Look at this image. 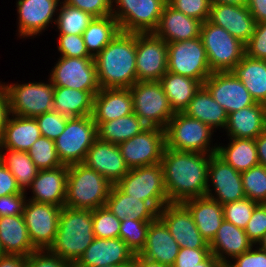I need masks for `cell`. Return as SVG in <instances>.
Segmentation results:
<instances>
[{"instance_id":"6da1fadb","label":"cell","mask_w":266,"mask_h":267,"mask_svg":"<svg viewBox=\"0 0 266 267\" xmlns=\"http://www.w3.org/2000/svg\"><path fill=\"white\" fill-rule=\"evenodd\" d=\"M211 156L165 147L160 164L169 203H183L206 195Z\"/></svg>"},{"instance_id":"7a4b0ae2","label":"cell","mask_w":266,"mask_h":267,"mask_svg":"<svg viewBox=\"0 0 266 267\" xmlns=\"http://www.w3.org/2000/svg\"><path fill=\"white\" fill-rule=\"evenodd\" d=\"M100 88H130L137 82L136 33H119L94 57Z\"/></svg>"},{"instance_id":"3957f363","label":"cell","mask_w":266,"mask_h":267,"mask_svg":"<svg viewBox=\"0 0 266 267\" xmlns=\"http://www.w3.org/2000/svg\"><path fill=\"white\" fill-rule=\"evenodd\" d=\"M94 239L92 210L64 206L60 212L54 243L49 250L73 265Z\"/></svg>"},{"instance_id":"277c9868","label":"cell","mask_w":266,"mask_h":267,"mask_svg":"<svg viewBox=\"0 0 266 267\" xmlns=\"http://www.w3.org/2000/svg\"><path fill=\"white\" fill-rule=\"evenodd\" d=\"M111 186L105 177L83 163L69 165L65 206L91 210L103 207Z\"/></svg>"},{"instance_id":"5b68a950","label":"cell","mask_w":266,"mask_h":267,"mask_svg":"<svg viewBox=\"0 0 266 267\" xmlns=\"http://www.w3.org/2000/svg\"><path fill=\"white\" fill-rule=\"evenodd\" d=\"M164 130L166 147L169 149L209 155L217 153L218 146H209L214 130L183 112H176Z\"/></svg>"},{"instance_id":"8992f818","label":"cell","mask_w":266,"mask_h":267,"mask_svg":"<svg viewBox=\"0 0 266 267\" xmlns=\"http://www.w3.org/2000/svg\"><path fill=\"white\" fill-rule=\"evenodd\" d=\"M200 38L212 72H232L245 56V44L224 28L202 23Z\"/></svg>"},{"instance_id":"52a82bcc","label":"cell","mask_w":266,"mask_h":267,"mask_svg":"<svg viewBox=\"0 0 266 267\" xmlns=\"http://www.w3.org/2000/svg\"><path fill=\"white\" fill-rule=\"evenodd\" d=\"M97 138L92 115L68 118L65 130L54 140L61 163L68 166L83 163Z\"/></svg>"},{"instance_id":"ba28073f","label":"cell","mask_w":266,"mask_h":267,"mask_svg":"<svg viewBox=\"0 0 266 267\" xmlns=\"http://www.w3.org/2000/svg\"><path fill=\"white\" fill-rule=\"evenodd\" d=\"M130 92L133 112L148 127L165 129L175 112L159 81H137Z\"/></svg>"},{"instance_id":"9c48e42d","label":"cell","mask_w":266,"mask_h":267,"mask_svg":"<svg viewBox=\"0 0 266 267\" xmlns=\"http://www.w3.org/2000/svg\"><path fill=\"white\" fill-rule=\"evenodd\" d=\"M116 186L127 195L151 203L158 211L169 203L160 163L130 169Z\"/></svg>"},{"instance_id":"30bf717a","label":"cell","mask_w":266,"mask_h":267,"mask_svg":"<svg viewBox=\"0 0 266 267\" xmlns=\"http://www.w3.org/2000/svg\"><path fill=\"white\" fill-rule=\"evenodd\" d=\"M113 3L118 8L112 9V16L117 20L120 31L153 33L167 0H112Z\"/></svg>"},{"instance_id":"8fae6325","label":"cell","mask_w":266,"mask_h":267,"mask_svg":"<svg viewBox=\"0 0 266 267\" xmlns=\"http://www.w3.org/2000/svg\"><path fill=\"white\" fill-rule=\"evenodd\" d=\"M167 71L198 80L202 85L211 75L206 50L200 37L167 43Z\"/></svg>"},{"instance_id":"7c38bea8","label":"cell","mask_w":266,"mask_h":267,"mask_svg":"<svg viewBox=\"0 0 266 267\" xmlns=\"http://www.w3.org/2000/svg\"><path fill=\"white\" fill-rule=\"evenodd\" d=\"M30 82L25 84H2L6 89L11 115L35 118L53 110L54 85Z\"/></svg>"},{"instance_id":"4fadbf2b","label":"cell","mask_w":266,"mask_h":267,"mask_svg":"<svg viewBox=\"0 0 266 267\" xmlns=\"http://www.w3.org/2000/svg\"><path fill=\"white\" fill-rule=\"evenodd\" d=\"M62 207L26 200L23 218L36 250L49 249L54 243Z\"/></svg>"},{"instance_id":"5bb4252c","label":"cell","mask_w":266,"mask_h":267,"mask_svg":"<svg viewBox=\"0 0 266 267\" xmlns=\"http://www.w3.org/2000/svg\"><path fill=\"white\" fill-rule=\"evenodd\" d=\"M118 146L129 169L158 164L166 147L165 130L147 127Z\"/></svg>"},{"instance_id":"9a60e30c","label":"cell","mask_w":266,"mask_h":267,"mask_svg":"<svg viewBox=\"0 0 266 267\" xmlns=\"http://www.w3.org/2000/svg\"><path fill=\"white\" fill-rule=\"evenodd\" d=\"M167 68V43L154 33H136L137 81H159Z\"/></svg>"},{"instance_id":"2e32d148","label":"cell","mask_w":266,"mask_h":267,"mask_svg":"<svg viewBox=\"0 0 266 267\" xmlns=\"http://www.w3.org/2000/svg\"><path fill=\"white\" fill-rule=\"evenodd\" d=\"M50 73L54 86L81 91H99L96 64L93 57H65L58 59Z\"/></svg>"},{"instance_id":"e0dca14e","label":"cell","mask_w":266,"mask_h":267,"mask_svg":"<svg viewBox=\"0 0 266 267\" xmlns=\"http://www.w3.org/2000/svg\"><path fill=\"white\" fill-rule=\"evenodd\" d=\"M159 218L168 227L180 248L210 249L200 234L193 216L183 203H168L159 211Z\"/></svg>"},{"instance_id":"ac0fdd59","label":"cell","mask_w":266,"mask_h":267,"mask_svg":"<svg viewBox=\"0 0 266 267\" xmlns=\"http://www.w3.org/2000/svg\"><path fill=\"white\" fill-rule=\"evenodd\" d=\"M203 85L227 115L256 104L251 94L233 72H212Z\"/></svg>"},{"instance_id":"d6986e66","label":"cell","mask_w":266,"mask_h":267,"mask_svg":"<svg viewBox=\"0 0 266 267\" xmlns=\"http://www.w3.org/2000/svg\"><path fill=\"white\" fill-rule=\"evenodd\" d=\"M207 178L208 187L205 196L218 201L221 205L246 197L243 190L241 173L227 164L217 154L210 157ZM209 182L212 183L216 193L214 195L210 189Z\"/></svg>"},{"instance_id":"ffe728a7","label":"cell","mask_w":266,"mask_h":267,"mask_svg":"<svg viewBox=\"0 0 266 267\" xmlns=\"http://www.w3.org/2000/svg\"><path fill=\"white\" fill-rule=\"evenodd\" d=\"M135 254L120 238H95L72 267L133 265Z\"/></svg>"},{"instance_id":"44dd1931","label":"cell","mask_w":266,"mask_h":267,"mask_svg":"<svg viewBox=\"0 0 266 267\" xmlns=\"http://www.w3.org/2000/svg\"><path fill=\"white\" fill-rule=\"evenodd\" d=\"M83 164L100 173L112 185H116L130 170L121 155L118 144L99 138L88 150Z\"/></svg>"},{"instance_id":"7402d4cb","label":"cell","mask_w":266,"mask_h":267,"mask_svg":"<svg viewBox=\"0 0 266 267\" xmlns=\"http://www.w3.org/2000/svg\"><path fill=\"white\" fill-rule=\"evenodd\" d=\"M60 0H18V35L32 37L39 34L49 23H53V16L58 12Z\"/></svg>"},{"instance_id":"603a6c76","label":"cell","mask_w":266,"mask_h":267,"mask_svg":"<svg viewBox=\"0 0 266 267\" xmlns=\"http://www.w3.org/2000/svg\"><path fill=\"white\" fill-rule=\"evenodd\" d=\"M208 21L224 28L244 44L254 33L256 21L247 6L211 4Z\"/></svg>"},{"instance_id":"cb8c5ba5","label":"cell","mask_w":266,"mask_h":267,"mask_svg":"<svg viewBox=\"0 0 266 267\" xmlns=\"http://www.w3.org/2000/svg\"><path fill=\"white\" fill-rule=\"evenodd\" d=\"M68 165L55 169L39 170L30 187L33 196L29 200L65 206Z\"/></svg>"},{"instance_id":"d4e9b609","label":"cell","mask_w":266,"mask_h":267,"mask_svg":"<svg viewBox=\"0 0 266 267\" xmlns=\"http://www.w3.org/2000/svg\"><path fill=\"white\" fill-rule=\"evenodd\" d=\"M133 113V98L130 88H100L94 96L93 120L101 122L125 117Z\"/></svg>"},{"instance_id":"484cf974","label":"cell","mask_w":266,"mask_h":267,"mask_svg":"<svg viewBox=\"0 0 266 267\" xmlns=\"http://www.w3.org/2000/svg\"><path fill=\"white\" fill-rule=\"evenodd\" d=\"M179 249L180 247L171 235L168 227L158 217L156 220L150 222L146 244L139 255L145 259L172 267L179 253Z\"/></svg>"},{"instance_id":"4316f807","label":"cell","mask_w":266,"mask_h":267,"mask_svg":"<svg viewBox=\"0 0 266 267\" xmlns=\"http://www.w3.org/2000/svg\"><path fill=\"white\" fill-rule=\"evenodd\" d=\"M202 23L166 4L159 25L153 33L166 43L189 40L200 37Z\"/></svg>"},{"instance_id":"83f0119b","label":"cell","mask_w":266,"mask_h":267,"mask_svg":"<svg viewBox=\"0 0 266 267\" xmlns=\"http://www.w3.org/2000/svg\"><path fill=\"white\" fill-rule=\"evenodd\" d=\"M209 246L211 254L225 266L229 262L227 257L233 261L234 257L253 248L254 244L249 240L244 229L223 220Z\"/></svg>"},{"instance_id":"f1b7e54d","label":"cell","mask_w":266,"mask_h":267,"mask_svg":"<svg viewBox=\"0 0 266 267\" xmlns=\"http://www.w3.org/2000/svg\"><path fill=\"white\" fill-rule=\"evenodd\" d=\"M105 206L120 220H143L152 222L159 217V211L149 202L123 193L112 185Z\"/></svg>"},{"instance_id":"f546056e","label":"cell","mask_w":266,"mask_h":267,"mask_svg":"<svg viewBox=\"0 0 266 267\" xmlns=\"http://www.w3.org/2000/svg\"><path fill=\"white\" fill-rule=\"evenodd\" d=\"M265 129V104L256 103L227 116L225 131L230 138L256 139Z\"/></svg>"},{"instance_id":"4dcf8cb0","label":"cell","mask_w":266,"mask_h":267,"mask_svg":"<svg viewBox=\"0 0 266 267\" xmlns=\"http://www.w3.org/2000/svg\"><path fill=\"white\" fill-rule=\"evenodd\" d=\"M183 204L191 212L202 237L210 244L224 220L222 205L207 196L191 198Z\"/></svg>"},{"instance_id":"1f68e13d","label":"cell","mask_w":266,"mask_h":267,"mask_svg":"<svg viewBox=\"0 0 266 267\" xmlns=\"http://www.w3.org/2000/svg\"><path fill=\"white\" fill-rule=\"evenodd\" d=\"M40 136L35 118L12 115L4 128L0 148L28 151Z\"/></svg>"},{"instance_id":"d6a6232c","label":"cell","mask_w":266,"mask_h":267,"mask_svg":"<svg viewBox=\"0 0 266 267\" xmlns=\"http://www.w3.org/2000/svg\"><path fill=\"white\" fill-rule=\"evenodd\" d=\"M98 92L54 86L53 110L69 118L92 115Z\"/></svg>"},{"instance_id":"836d02e7","label":"cell","mask_w":266,"mask_h":267,"mask_svg":"<svg viewBox=\"0 0 266 267\" xmlns=\"http://www.w3.org/2000/svg\"><path fill=\"white\" fill-rule=\"evenodd\" d=\"M187 116L197 119L212 129L224 128L227 124V113L221 105L213 99L204 85L196 91L188 107L184 110Z\"/></svg>"},{"instance_id":"e575fe53","label":"cell","mask_w":266,"mask_h":267,"mask_svg":"<svg viewBox=\"0 0 266 267\" xmlns=\"http://www.w3.org/2000/svg\"><path fill=\"white\" fill-rule=\"evenodd\" d=\"M0 241L6 254L27 257L36 250L30 241L23 215L0 217Z\"/></svg>"},{"instance_id":"d590c367","label":"cell","mask_w":266,"mask_h":267,"mask_svg":"<svg viewBox=\"0 0 266 267\" xmlns=\"http://www.w3.org/2000/svg\"><path fill=\"white\" fill-rule=\"evenodd\" d=\"M256 103L266 105V60L244 56L232 71Z\"/></svg>"},{"instance_id":"8d00e7d4","label":"cell","mask_w":266,"mask_h":267,"mask_svg":"<svg viewBox=\"0 0 266 267\" xmlns=\"http://www.w3.org/2000/svg\"><path fill=\"white\" fill-rule=\"evenodd\" d=\"M173 111L184 112L201 83L189 77L167 71L159 80Z\"/></svg>"},{"instance_id":"74e56055","label":"cell","mask_w":266,"mask_h":267,"mask_svg":"<svg viewBox=\"0 0 266 267\" xmlns=\"http://www.w3.org/2000/svg\"><path fill=\"white\" fill-rule=\"evenodd\" d=\"M228 147L218 146L217 155L235 170L242 173L259 165L255 139L229 138ZM225 147V148H224Z\"/></svg>"},{"instance_id":"f35d334b","label":"cell","mask_w":266,"mask_h":267,"mask_svg":"<svg viewBox=\"0 0 266 267\" xmlns=\"http://www.w3.org/2000/svg\"><path fill=\"white\" fill-rule=\"evenodd\" d=\"M119 31L118 22L112 15L94 17L82 34L88 53L96 57Z\"/></svg>"},{"instance_id":"ab89813d","label":"cell","mask_w":266,"mask_h":267,"mask_svg":"<svg viewBox=\"0 0 266 267\" xmlns=\"http://www.w3.org/2000/svg\"><path fill=\"white\" fill-rule=\"evenodd\" d=\"M148 126L135 113L118 119L101 122L97 126L100 140L119 144L140 134Z\"/></svg>"},{"instance_id":"60d3db41","label":"cell","mask_w":266,"mask_h":267,"mask_svg":"<svg viewBox=\"0 0 266 267\" xmlns=\"http://www.w3.org/2000/svg\"><path fill=\"white\" fill-rule=\"evenodd\" d=\"M0 161L12 173L22 192L30 187L39 171L27 151L0 148Z\"/></svg>"},{"instance_id":"b9f144b4","label":"cell","mask_w":266,"mask_h":267,"mask_svg":"<svg viewBox=\"0 0 266 267\" xmlns=\"http://www.w3.org/2000/svg\"><path fill=\"white\" fill-rule=\"evenodd\" d=\"M60 4V12L57 19H54L60 34L82 35L94 17L90 13L69 6L64 1Z\"/></svg>"},{"instance_id":"7bdbcfd3","label":"cell","mask_w":266,"mask_h":267,"mask_svg":"<svg viewBox=\"0 0 266 267\" xmlns=\"http://www.w3.org/2000/svg\"><path fill=\"white\" fill-rule=\"evenodd\" d=\"M29 157L39 170L55 169L61 163L53 140L40 136L27 151Z\"/></svg>"},{"instance_id":"ee69618b","label":"cell","mask_w":266,"mask_h":267,"mask_svg":"<svg viewBox=\"0 0 266 267\" xmlns=\"http://www.w3.org/2000/svg\"><path fill=\"white\" fill-rule=\"evenodd\" d=\"M245 196L252 201L266 203V167L257 165L241 173Z\"/></svg>"},{"instance_id":"f6af8a7d","label":"cell","mask_w":266,"mask_h":267,"mask_svg":"<svg viewBox=\"0 0 266 267\" xmlns=\"http://www.w3.org/2000/svg\"><path fill=\"white\" fill-rule=\"evenodd\" d=\"M150 222L124 219L120 224L119 238L134 252L139 254L145 247Z\"/></svg>"},{"instance_id":"bcb514c9","label":"cell","mask_w":266,"mask_h":267,"mask_svg":"<svg viewBox=\"0 0 266 267\" xmlns=\"http://www.w3.org/2000/svg\"><path fill=\"white\" fill-rule=\"evenodd\" d=\"M95 238H119L121 221L106 207L92 210Z\"/></svg>"},{"instance_id":"7dc6e473","label":"cell","mask_w":266,"mask_h":267,"mask_svg":"<svg viewBox=\"0 0 266 267\" xmlns=\"http://www.w3.org/2000/svg\"><path fill=\"white\" fill-rule=\"evenodd\" d=\"M257 204L247 197L226 203L222 205L224 220L231 222L238 228L245 229Z\"/></svg>"},{"instance_id":"c3c4849f","label":"cell","mask_w":266,"mask_h":267,"mask_svg":"<svg viewBox=\"0 0 266 267\" xmlns=\"http://www.w3.org/2000/svg\"><path fill=\"white\" fill-rule=\"evenodd\" d=\"M68 118L54 110L35 117L40 128L41 136L53 141L65 130Z\"/></svg>"},{"instance_id":"681fc988","label":"cell","mask_w":266,"mask_h":267,"mask_svg":"<svg viewBox=\"0 0 266 267\" xmlns=\"http://www.w3.org/2000/svg\"><path fill=\"white\" fill-rule=\"evenodd\" d=\"M167 4L176 11L201 22L208 20L210 15V0H167Z\"/></svg>"},{"instance_id":"f907efd6","label":"cell","mask_w":266,"mask_h":267,"mask_svg":"<svg viewBox=\"0 0 266 267\" xmlns=\"http://www.w3.org/2000/svg\"><path fill=\"white\" fill-rule=\"evenodd\" d=\"M58 51L65 57H92L86 48L82 35L59 34Z\"/></svg>"},{"instance_id":"816d5d0a","label":"cell","mask_w":266,"mask_h":267,"mask_svg":"<svg viewBox=\"0 0 266 267\" xmlns=\"http://www.w3.org/2000/svg\"><path fill=\"white\" fill-rule=\"evenodd\" d=\"M245 55L257 60H266V22L256 23L254 33L245 43Z\"/></svg>"},{"instance_id":"f5cc1de1","label":"cell","mask_w":266,"mask_h":267,"mask_svg":"<svg viewBox=\"0 0 266 267\" xmlns=\"http://www.w3.org/2000/svg\"><path fill=\"white\" fill-rule=\"evenodd\" d=\"M244 231L254 245L259 242L266 232V203H259L255 206Z\"/></svg>"},{"instance_id":"db71d44e","label":"cell","mask_w":266,"mask_h":267,"mask_svg":"<svg viewBox=\"0 0 266 267\" xmlns=\"http://www.w3.org/2000/svg\"><path fill=\"white\" fill-rule=\"evenodd\" d=\"M66 4L90 13L93 17L112 15V0H64Z\"/></svg>"},{"instance_id":"11a10c76","label":"cell","mask_w":266,"mask_h":267,"mask_svg":"<svg viewBox=\"0 0 266 267\" xmlns=\"http://www.w3.org/2000/svg\"><path fill=\"white\" fill-rule=\"evenodd\" d=\"M27 267H72L49 249L35 250L27 256Z\"/></svg>"},{"instance_id":"9f6ffc18","label":"cell","mask_w":266,"mask_h":267,"mask_svg":"<svg viewBox=\"0 0 266 267\" xmlns=\"http://www.w3.org/2000/svg\"><path fill=\"white\" fill-rule=\"evenodd\" d=\"M234 257L224 267H266V250L256 247Z\"/></svg>"},{"instance_id":"6f0895ef","label":"cell","mask_w":266,"mask_h":267,"mask_svg":"<svg viewBox=\"0 0 266 267\" xmlns=\"http://www.w3.org/2000/svg\"><path fill=\"white\" fill-rule=\"evenodd\" d=\"M210 254V249L180 248L172 267H196Z\"/></svg>"},{"instance_id":"680465c9","label":"cell","mask_w":266,"mask_h":267,"mask_svg":"<svg viewBox=\"0 0 266 267\" xmlns=\"http://www.w3.org/2000/svg\"><path fill=\"white\" fill-rule=\"evenodd\" d=\"M26 192L0 197V217L22 215Z\"/></svg>"},{"instance_id":"91938a15","label":"cell","mask_w":266,"mask_h":267,"mask_svg":"<svg viewBox=\"0 0 266 267\" xmlns=\"http://www.w3.org/2000/svg\"><path fill=\"white\" fill-rule=\"evenodd\" d=\"M22 193L12 173L0 161V197Z\"/></svg>"},{"instance_id":"94428289","label":"cell","mask_w":266,"mask_h":267,"mask_svg":"<svg viewBox=\"0 0 266 267\" xmlns=\"http://www.w3.org/2000/svg\"><path fill=\"white\" fill-rule=\"evenodd\" d=\"M10 113V102L6 89L0 82V142L4 133V128L7 124Z\"/></svg>"},{"instance_id":"6125c7cd","label":"cell","mask_w":266,"mask_h":267,"mask_svg":"<svg viewBox=\"0 0 266 267\" xmlns=\"http://www.w3.org/2000/svg\"><path fill=\"white\" fill-rule=\"evenodd\" d=\"M247 8L256 23L266 22V0H247Z\"/></svg>"},{"instance_id":"be15d7a7","label":"cell","mask_w":266,"mask_h":267,"mask_svg":"<svg viewBox=\"0 0 266 267\" xmlns=\"http://www.w3.org/2000/svg\"><path fill=\"white\" fill-rule=\"evenodd\" d=\"M0 267H27V257L18 254H6L0 258Z\"/></svg>"},{"instance_id":"e7e4bbea","label":"cell","mask_w":266,"mask_h":267,"mask_svg":"<svg viewBox=\"0 0 266 267\" xmlns=\"http://www.w3.org/2000/svg\"><path fill=\"white\" fill-rule=\"evenodd\" d=\"M259 165L266 167V129L255 139Z\"/></svg>"},{"instance_id":"03108f58","label":"cell","mask_w":266,"mask_h":267,"mask_svg":"<svg viewBox=\"0 0 266 267\" xmlns=\"http://www.w3.org/2000/svg\"><path fill=\"white\" fill-rule=\"evenodd\" d=\"M132 267H169V266L163 265L156 261L145 259L143 256L135 254Z\"/></svg>"},{"instance_id":"003e7915","label":"cell","mask_w":266,"mask_h":267,"mask_svg":"<svg viewBox=\"0 0 266 267\" xmlns=\"http://www.w3.org/2000/svg\"><path fill=\"white\" fill-rule=\"evenodd\" d=\"M196 267H224V265L213 255L210 254L203 262Z\"/></svg>"},{"instance_id":"a7ac6f4b","label":"cell","mask_w":266,"mask_h":267,"mask_svg":"<svg viewBox=\"0 0 266 267\" xmlns=\"http://www.w3.org/2000/svg\"><path fill=\"white\" fill-rule=\"evenodd\" d=\"M211 4L247 6V0H210Z\"/></svg>"},{"instance_id":"89a4df30","label":"cell","mask_w":266,"mask_h":267,"mask_svg":"<svg viewBox=\"0 0 266 267\" xmlns=\"http://www.w3.org/2000/svg\"><path fill=\"white\" fill-rule=\"evenodd\" d=\"M260 245L258 248L266 250V232L256 245Z\"/></svg>"},{"instance_id":"2644e50d","label":"cell","mask_w":266,"mask_h":267,"mask_svg":"<svg viewBox=\"0 0 266 267\" xmlns=\"http://www.w3.org/2000/svg\"><path fill=\"white\" fill-rule=\"evenodd\" d=\"M4 255H6V252L4 251V248H3L2 243H1V241H0V258H1L2 256H4Z\"/></svg>"},{"instance_id":"8c879c8a","label":"cell","mask_w":266,"mask_h":267,"mask_svg":"<svg viewBox=\"0 0 266 267\" xmlns=\"http://www.w3.org/2000/svg\"><path fill=\"white\" fill-rule=\"evenodd\" d=\"M104 267H132V265H106Z\"/></svg>"}]
</instances>
